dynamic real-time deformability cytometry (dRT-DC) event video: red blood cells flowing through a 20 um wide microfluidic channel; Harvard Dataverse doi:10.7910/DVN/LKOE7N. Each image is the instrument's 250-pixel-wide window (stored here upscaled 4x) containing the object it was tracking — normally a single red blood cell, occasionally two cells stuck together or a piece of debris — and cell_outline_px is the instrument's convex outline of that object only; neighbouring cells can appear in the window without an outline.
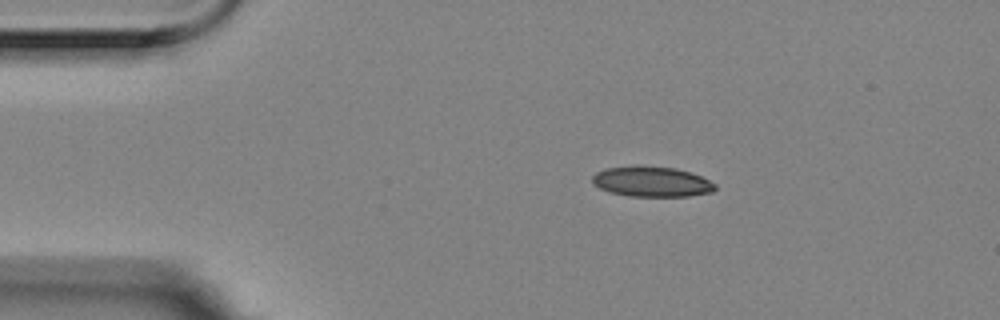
{"species": "Egyptian fruit bat (a non-hibernating species)", "species_latin": "Rousettus aegyptiacus", "temperature_condition": "room temperature", "stored_images_in_passage": 3, "camera_frame_rate_fps": 3000, "um_per_image_px": 0.085, "animal": {"sex": "female"}, "frame": {"image": 1, "passage_image": 1, "time_ms": 0.0, "image_size_px": [1000, 320], "cell_outline_px": [[716, 188], [712, 192], [688, 196], [628, 196], [612, 192], [600, 188], [592, 184], [592, 176], [596, 172], [604, 168], [636, 164], [676, 168], [700, 176], [716, 184]], "centroid_in_image_um": [55.35, 15.42], "position_along_channel_um": 29.7, "area_um2": 21.91}}